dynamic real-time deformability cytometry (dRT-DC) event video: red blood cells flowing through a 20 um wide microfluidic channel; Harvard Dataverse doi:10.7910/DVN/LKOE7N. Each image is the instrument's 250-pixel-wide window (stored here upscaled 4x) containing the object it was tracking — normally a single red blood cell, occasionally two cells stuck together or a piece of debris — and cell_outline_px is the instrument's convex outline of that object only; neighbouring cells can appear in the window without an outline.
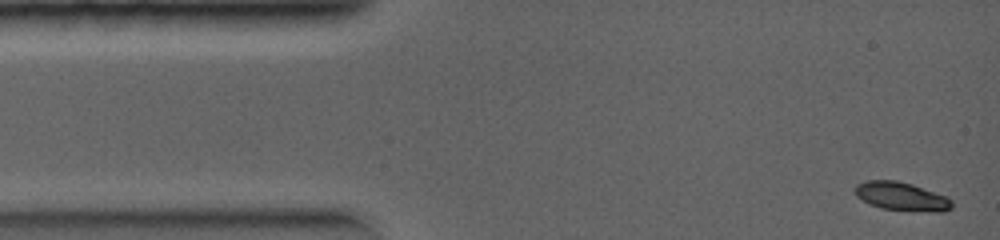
{"species": "common noctule bat (a hibernating species)", "species_latin": "Nyctalus noctula", "temperature_condition": "warm", "stored_images_in_passage": 9, "camera_frame_rate_fps": 5000, "um_per_image_px": 0.085, "animal": {"sex": "female", "body_mass_g": 19.0, "forearm_length_mm": 56.7}, "frame": {"image": 1, "passage_image": 1, "time_ms": 0.0, "image_size_px": [1000, 240], "cell_outline_px": [[952, 208], [944, 212], [932, 212], [880, 208], [868, 204], [856, 196], [856, 184], [868, 180], [896, 180], [912, 184], [948, 196], [952, 200]], "centroid_in_image_um": [76.66, 16.7], "position_along_channel_um": 8.3, "area_um2": 16.24}}
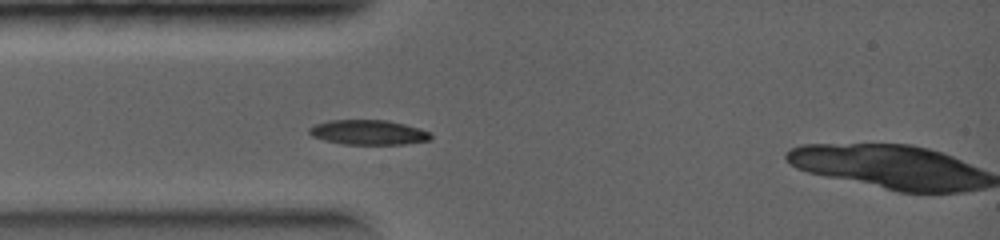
{"frame": {"image": 2, "passage_image": 6, "time_ms": 2.0, "image_size_px": [1000, 240], "cell_outline_px": [[432, 140], [404, 144], [344, 144], [324, 140], [312, 136], [308, 132], [308, 128], [316, 124], [328, 120], [388, 120], [420, 128], [428, 132], [432, 136]], "centroid_in_image_um": [31.31, 11.25], "position_along_channel_um": 53.7, "area_um2": 17.57}}